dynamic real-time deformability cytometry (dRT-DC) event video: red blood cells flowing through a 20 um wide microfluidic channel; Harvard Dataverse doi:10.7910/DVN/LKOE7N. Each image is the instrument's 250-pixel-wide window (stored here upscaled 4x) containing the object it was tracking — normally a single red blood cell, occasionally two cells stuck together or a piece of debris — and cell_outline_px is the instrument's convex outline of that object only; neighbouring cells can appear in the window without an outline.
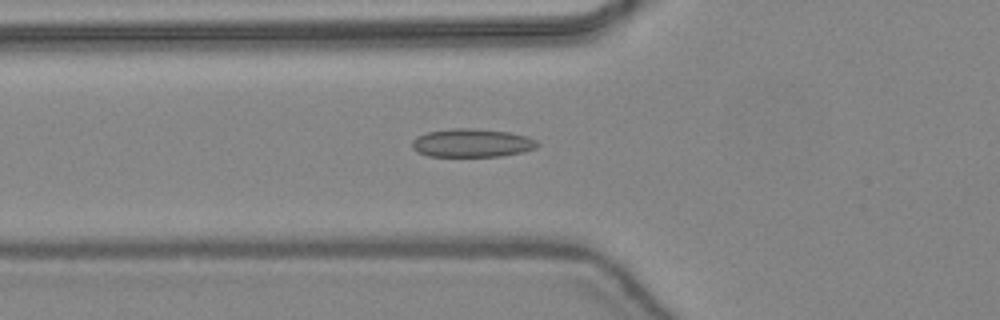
{"species": "common noctule bat (a hibernating species)", "species_latin": "Nyctalus noctula", "temperature_condition": "warm", "stored_images_in_passage": 46, "camera_frame_rate_fps": 3000, "um_per_image_px": 0.085, "animal": {"sex": "female", "body_mass_g": 24.6, "forearm_length_mm": 56.2}, "frame": {"image": 1, "passage_image": 18, "time_ms": 5.667, "image_size_px": [1000, 320], "cell_outline_px": [[540, 144], [536, 148], [524, 152], [500, 156], [428, 156], [416, 152], [412, 148], [412, 140], [428, 132], [452, 128], [476, 128], [508, 132], [528, 136], [536, 140]], "centroid_in_image_um": [40.14, 12.15], "position_along_channel_um": 85.7, "area_um2": 20.81}}
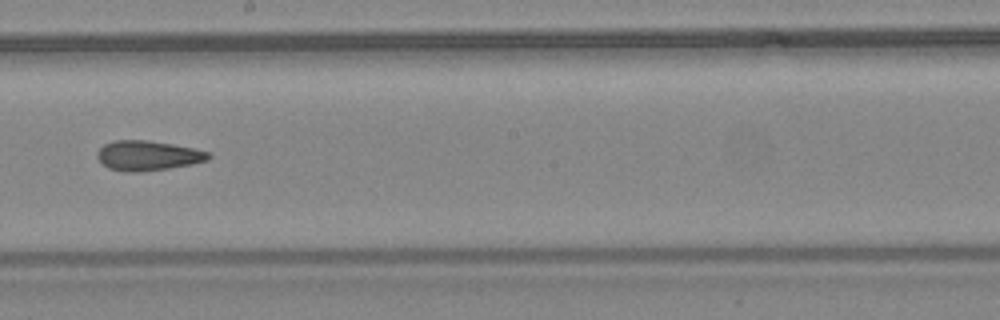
{"frame": {"image": 2, "passage_image": 28, "time_ms": 9.0, "image_size_px": [1000, 320], "cell_outline_px": [[212, 156], [208, 160], [192, 164], [168, 168], [140, 172], [132, 172], [108, 168], [96, 156], [96, 152], [104, 144], [116, 140], [144, 140], [172, 144], [212, 152]], "centroid_in_image_um": [12.59, 13.22], "position_along_channel_um": 235.6, "area_um2": 19.25}}
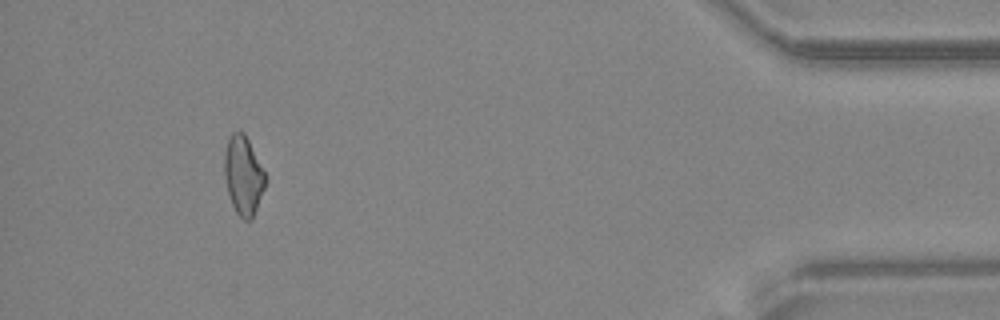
{"frame": {"image": 3, "passage_image": 44, "time_ms": 14.333, "image_size_px": [1000, 320], "cell_outline_px": [[264, 188], [252, 220], [244, 220], [236, 212], [232, 204], [228, 192], [224, 176], [224, 156], [228, 140], [232, 132], [244, 132], [264, 172]], "centroid_in_image_um": [20.66, 14.93], "position_along_channel_um": 414.5, "area_um2": 18.32}}